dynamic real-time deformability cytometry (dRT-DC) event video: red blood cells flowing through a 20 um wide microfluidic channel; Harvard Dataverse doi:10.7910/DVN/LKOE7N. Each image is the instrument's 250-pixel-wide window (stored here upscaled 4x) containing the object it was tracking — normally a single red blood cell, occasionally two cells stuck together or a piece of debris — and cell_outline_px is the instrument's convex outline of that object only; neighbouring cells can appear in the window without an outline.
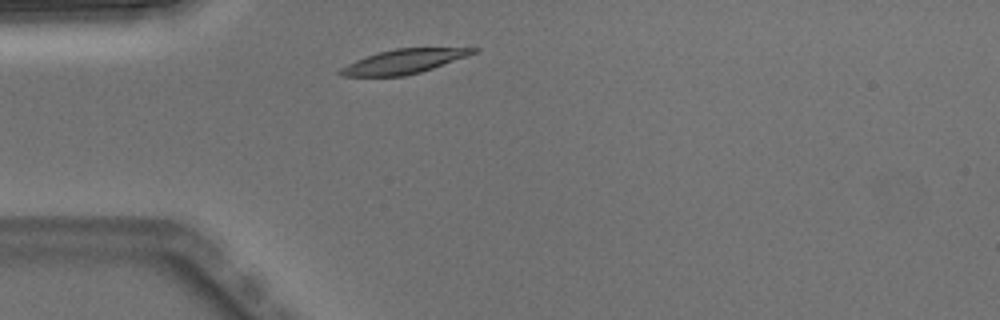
{"species": "Egyptian fruit bat (a non-hibernating species)", "species_latin": "Rousettus aegyptiacus", "temperature_condition": "warm", "stored_images_in_passage": 1, "camera_frame_rate_fps": 3000, "um_per_image_px": 0.085, "animal": {"sex": "male"}, "frame": {"image": 1, "passage_image": 1, "time_ms": 0.0, "image_size_px": [1000, 320], "cell_outline_px": [[480, 48], [476, 52], [468, 56], [420, 72], [404, 76], [340, 76], [336, 72], [340, 68], [356, 60], [380, 52], [396, 48]], "centroid_in_image_um": [34.3, 5.23], "position_along_channel_um": 50.7, "area_um2": 18.55}}